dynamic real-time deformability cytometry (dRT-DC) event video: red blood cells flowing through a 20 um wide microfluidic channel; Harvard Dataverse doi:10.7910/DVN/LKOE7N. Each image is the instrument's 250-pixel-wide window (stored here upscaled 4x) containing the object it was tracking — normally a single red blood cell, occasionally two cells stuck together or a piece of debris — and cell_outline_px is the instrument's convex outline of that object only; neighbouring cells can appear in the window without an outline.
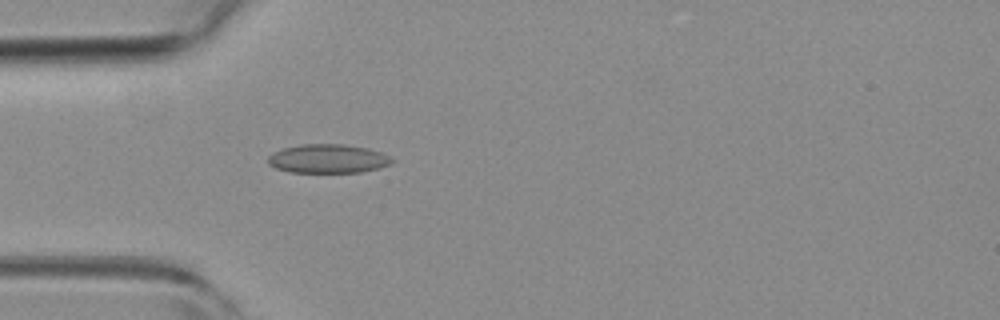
{"species": "common noctule bat (a hibernating species)", "species_latin": "Nyctalus noctula", "temperature_condition": "room temperature", "stored_images_in_passage": 16, "camera_frame_rate_fps": 3000, "um_per_image_px": 0.085, "animal": {"sex": "female", "body_mass_g": 19.3, "forearm_length_mm": 54.1}, "frame": {"image": 1, "passage_image": 6, "time_ms": 1.667, "image_size_px": [1000, 320], "cell_outline_px": [[396, 160], [392, 164], [380, 168], [360, 172], [288, 172], [276, 168], [268, 164], [268, 156], [272, 152], [284, 148], [300, 144], [344, 144], [368, 148], [380, 152]], "centroid_in_image_um": [27.88, 13.49], "position_along_channel_um": 57.1, "area_um2": 20.98}}
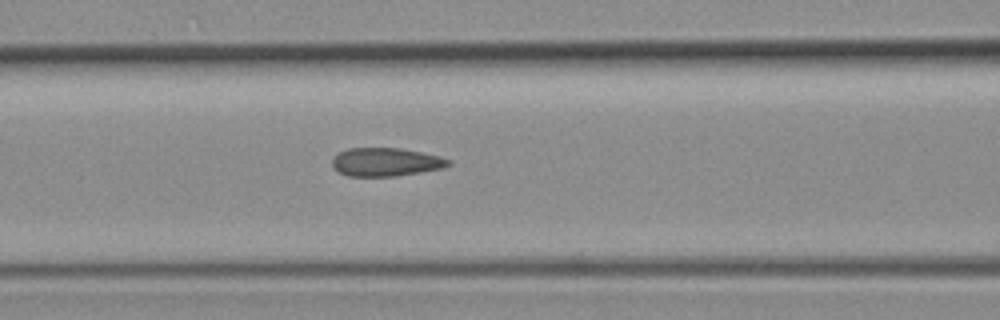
{"frame": {"image": 2, "passage_image": 12, "time_ms": 3.667, "image_size_px": [1000, 320], "cell_outline_px": [[452, 164], [444, 168], [396, 176], [348, 176], [332, 168], [332, 160], [340, 152], [348, 148], [400, 148], [440, 156], [452, 160]], "centroid_in_image_um": [32.82, 13.77], "position_along_channel_um": 133.8, "area_um2": 19.25}}
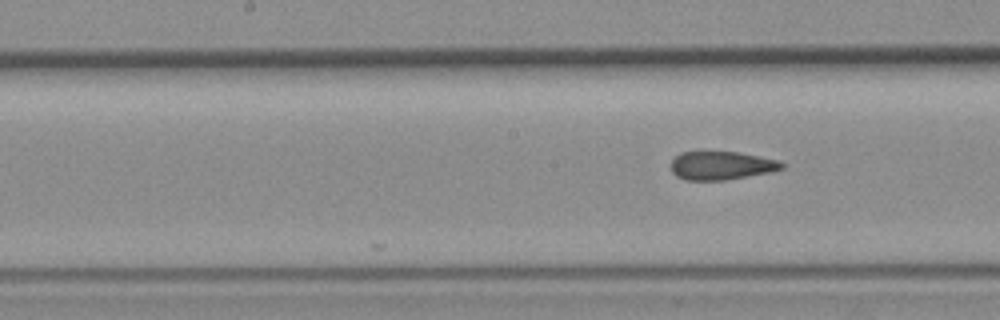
{"frame": {"image": 3, "passage_image": 16, "time_ms": 5.0, "image_size_px": [1000, 320], "cell_outline_px": [[784, 168], [772, 172], [724, 180], [684, 180], [676, 176], [672, 172], [672, 160], [680, 152], [736, 152], [776, 160], [784, 164]], "centroid_in_image_um": [61.29, 14.08], "position_along_channel_um": 186.9, "area_um2": 18.15}}